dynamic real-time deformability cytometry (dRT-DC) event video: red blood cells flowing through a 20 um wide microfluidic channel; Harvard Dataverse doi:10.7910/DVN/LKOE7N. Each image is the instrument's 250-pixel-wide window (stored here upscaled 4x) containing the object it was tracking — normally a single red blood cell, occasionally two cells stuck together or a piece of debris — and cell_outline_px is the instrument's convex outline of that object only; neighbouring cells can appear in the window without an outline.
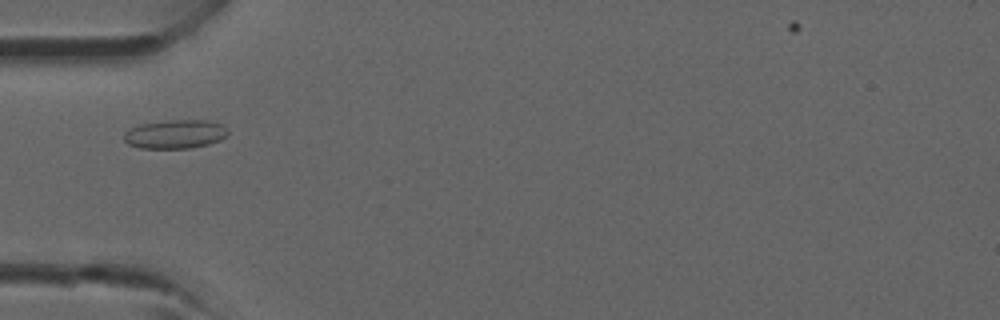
{"species": "common noctule bat (a hibernating species)", "species_latin": "Nyctalus noctula", "temperature_condition": "room temperature", "stored_images_in_passage": 4, "camera_frame_rate_fps": 3000, "um_per_image_px": 0.085, "animal": {"sex": "male", "forearm_length_mm": 52.5}, "frame": {"image": 1, "passage_image": 4, "time_ms": 3.333, "image_size_px": [1000, 320], "cell_outline_px": [[228, 132], [220, 140], [208, 144], [192, 148], [140, 148], [128, 144], [124, 140], [124, 132], [128, 128], [140, 124], [172, 120], [208, 120], [220, 124], [228, 128]], "centroid_in_image_um": [14.87, 11.4], "position_along_channel_um": 70.1, "area_um2": 17.46}}